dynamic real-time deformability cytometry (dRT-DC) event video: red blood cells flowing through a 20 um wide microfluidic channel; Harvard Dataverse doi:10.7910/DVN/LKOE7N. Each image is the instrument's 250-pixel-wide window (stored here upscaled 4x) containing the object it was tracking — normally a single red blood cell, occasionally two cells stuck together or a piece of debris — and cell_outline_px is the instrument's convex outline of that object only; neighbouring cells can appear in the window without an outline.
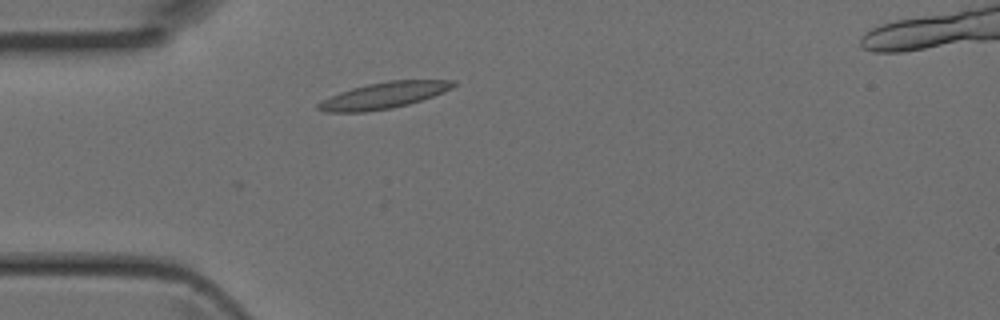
{"species": "Egyptian fruit bat (a non-hibernating species)", "species_latin": "Rousettus aegyptiacus", "temperature_condition": "room temperature", "stored_images_in_passage": 3, "camera_frame_rate_fps": 3000, "um_per_image_px": 0.085, "animal": {"sex": "female"}, "frame": {"image": 1, "passage_image": 3, "time_ms": 0.667, "image_size_px": [1000, 320], "cell_outline_px": [[456, 84], [452, 88], [444, 92], [408, 104], [392, 108], [364, 112], [324, 112], [316, 108], [316, 104], [340, 92], [352, 88], [368, 84], [388, 80], [456, 80]], "centroid_in_image_um": [32.63, 8.11], "position_along_channel_um": 52.4, "area_um2": 20.52}}